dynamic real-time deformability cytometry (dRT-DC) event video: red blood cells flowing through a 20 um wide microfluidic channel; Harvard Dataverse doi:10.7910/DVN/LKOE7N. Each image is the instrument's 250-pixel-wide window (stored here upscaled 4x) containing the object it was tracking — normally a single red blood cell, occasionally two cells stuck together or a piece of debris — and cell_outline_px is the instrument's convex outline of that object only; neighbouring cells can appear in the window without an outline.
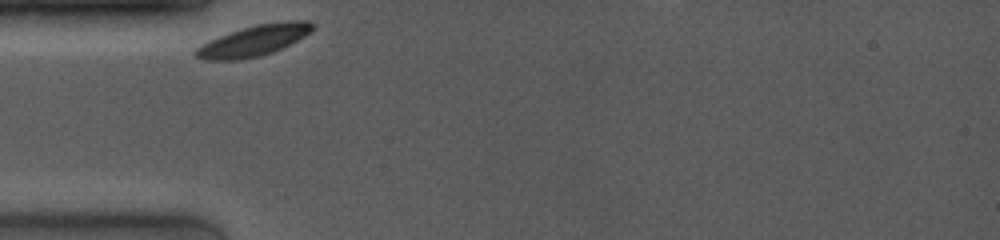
{"species": "common noctule bat (a hibernating species)", "species_latin": "Nyctalus noctula", "temperature_condition": "room temperature", "stored_images_in_passage": 38, "camera_frame_rate_fps": 4000, "um_per_image_px": 0.085, "animal": {"sex": "female", "body_mass_g": 19.0, "forearm_length_mm": 53.3}, "frame": {"image": 1, "passage_image": 1, "time_ms": 0.0, "image_size_px": [1000, 240], "cell_outline_px": [[312, 32], [272, 52], [260, 56], [240, 60], [204, 60], [192, 56], [192, 52], [196, 48], [208, 40], [256, 24], [288, 20], [308, 20], [312, 24]], "centroid_in_image_um": [21.52, 3.46], "position_along_channel_um": 63.5, "area_um2": 20.87}}
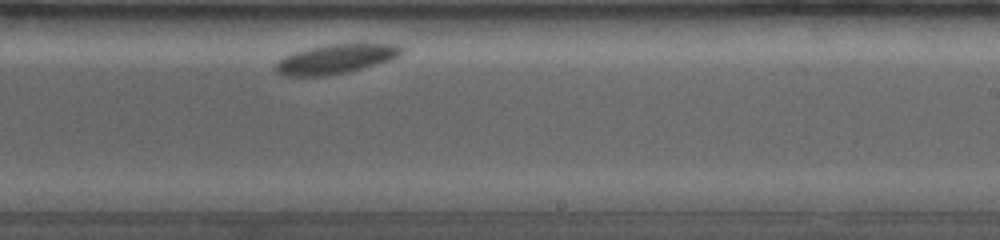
{"frame": {"image": 2, "passage_image": 26, "time_ms": 5.75, "image_size_px": [1000, 240], "cell_outline_px": [[404, 52], [400, 56], [392, 60], [344, 72], [324, 76], [284, 76], [276, 72], [276, 64], [284, 56], [308, 48], [328, 44], [400, 44], [404, 48]], "centroid_in_image_um": [28.58, 5.01], "position_along_channel_um": 260.4, "area_um2": 21.39}}
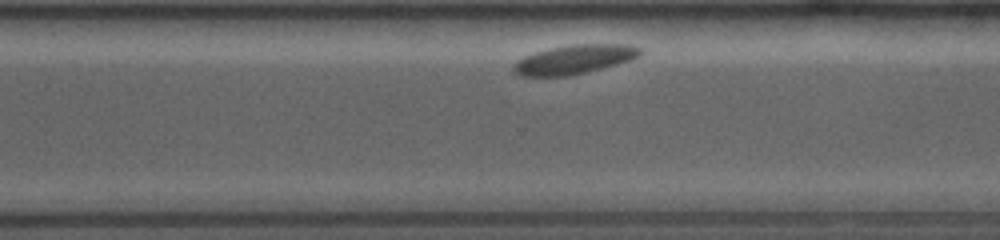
{"frame": {"image": 3, "passage_image": 34, "time_ms": 7.5, "image_size_px": [1000, 240], "cell_outline_px": [[644, 52], [640, 56], [632, 60], [568, 76], [520, 76], [512, 72], [512, 68], [524, 56], [536, 52], [552, 48], [572, 44], [628, 44], [640, 48]], "centroid_in_image_um": [48.85, 5.05], "position_along_channel_um": 321.7, "area_um2": 21.27}}